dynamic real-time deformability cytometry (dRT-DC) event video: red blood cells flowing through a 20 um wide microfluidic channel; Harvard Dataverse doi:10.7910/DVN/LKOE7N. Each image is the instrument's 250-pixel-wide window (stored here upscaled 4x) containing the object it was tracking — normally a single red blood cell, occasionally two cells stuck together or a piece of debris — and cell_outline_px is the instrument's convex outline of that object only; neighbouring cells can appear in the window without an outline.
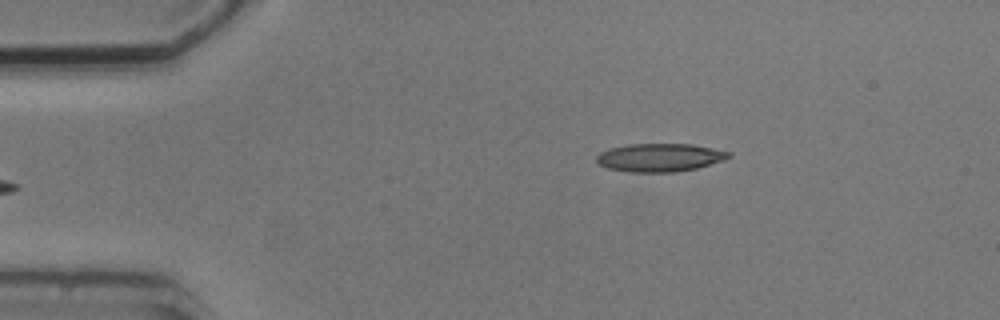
{"species": "common noctule bat (a hibernating species)", "species_latin": "Nyctalus noctula", "temperature_condition": "cold", "stored_images_in_passage": 3, "camera_frame_rate_fps": 3000, "um_per_image_px": 0.085, "animal": {"sex": "male", "body_mass_g": 20.5, "forearm_length_mm": 52.5}, "frame": {"image": 1, "passage_image": 3, "time_ms": 3.0, "image_size_px": [1000, 320], "cell_outline_px": [[732, 156], [724, 160], [696, 168], [676, 172], [628, 172], [608, 168], [600, 164], [596, 160], [596, 156], [600, 152], [612, 148], [628, 144], [692, 144], [732, 152]], "centroid_in_image_um": [56.1, 13.39], "position_along_channel_um": 28.9, "area_um2": 21.68}}